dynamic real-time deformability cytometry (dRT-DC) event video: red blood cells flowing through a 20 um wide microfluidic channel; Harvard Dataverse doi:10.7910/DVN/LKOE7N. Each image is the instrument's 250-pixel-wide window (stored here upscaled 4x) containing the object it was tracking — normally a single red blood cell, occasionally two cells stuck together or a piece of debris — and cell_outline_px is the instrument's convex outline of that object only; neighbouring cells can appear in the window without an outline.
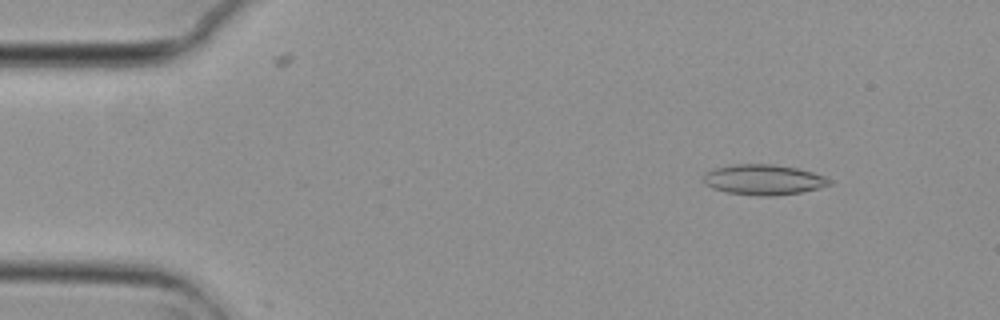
{"species": "common noctule bat (a hibernating species)", "species_latin": "Nyctalus noctula", "temperature_condition": "cold", "stored_images_in_passage": 7, "camera_frame_rate_fps": 3000, "um_per_image_px": 0.085, "animal": {"sex": "female", "body_mass_g": 29.2, "forearm_length_mm": 56.3}, "frame": {"image": 1, "passage_image": 1, "time_ms": 0.0, "image_size_px": [1000, 320], "cell_outline_px": [[832, 184], [820, 188], [800, 192], [776, 196], [756, 196], [724, 192], [712, 188], [704, 184], [704, 172], [716, 168], [736, 164], [772, 164], [796, 168], [812, 172], [824, 176]], "centroid_in_image_um": [64.87, 15.29], "position_along_channel_um": 20.1, "area_um2": 22.31}}
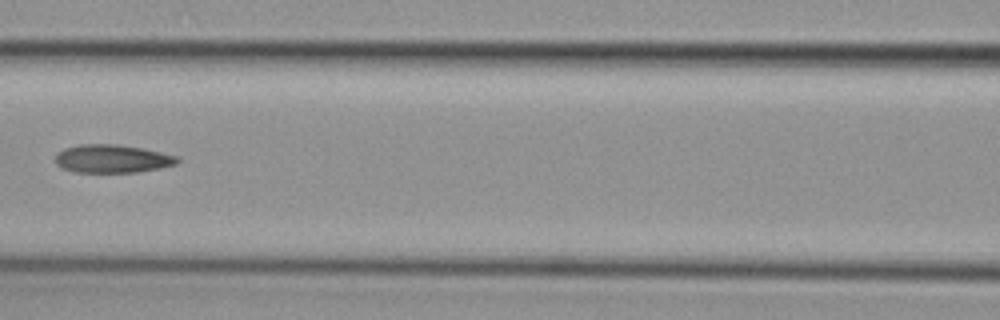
{"frame": {"image": 2, "passage_image": 6, "time_ms": 1.667, "image_size_px": [1000, 320], "cell_outline_px": [[180, 160], [176, 164], [160, 168], [136, 172], [72, 172], [56, 164], [56, 156], [64, 148], [80, 144], [116, 144], [144, 148], [176, 156]], "centroid_in_image_um": [9.55, 13.49], "position_along_channel_um": 157.1, "area_um2": 19.94}}
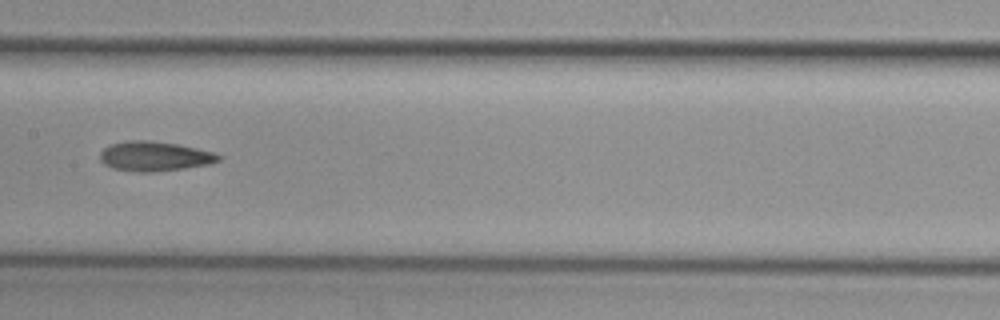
{"frame": {"image": 3, "passage_image": 7, "time_ms": 2.0, "image_size_px": [1000, 320], "cell_outline_px": [[220, 160], [208, 164], [184, 168], [156, 172], [136, 172], [112, 168], [104, 164], [100, 160], [100, 152], [108, 144], [128, 140], [148, 140], [176, 144], [196, 148], [212, 152], [220, 156]], "centroid_in_image_um": [13.07, 13.28], "position_along_channel_um": 194.3, "area_um2": 20.46}}